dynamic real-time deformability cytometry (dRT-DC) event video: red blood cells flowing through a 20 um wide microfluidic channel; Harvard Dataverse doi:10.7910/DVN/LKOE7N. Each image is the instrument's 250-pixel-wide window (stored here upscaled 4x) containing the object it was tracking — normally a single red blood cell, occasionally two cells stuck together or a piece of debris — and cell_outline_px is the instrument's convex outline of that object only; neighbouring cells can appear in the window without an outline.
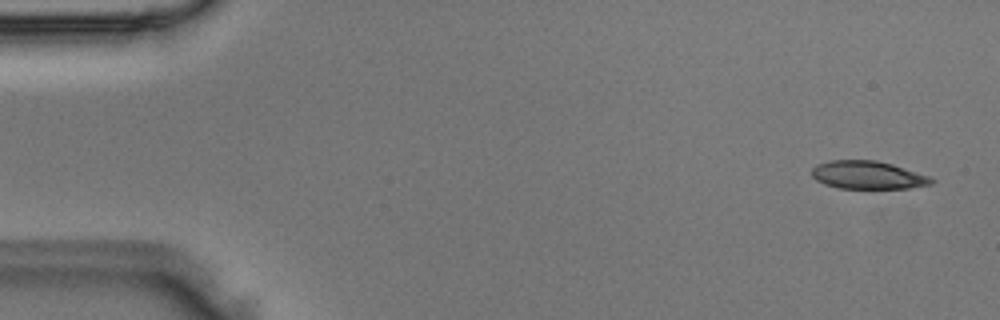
{"species": "Egyptian fruit bat (a non-hibernating species)", "species_latin": "Rousettus aegyptiacus", "temperature_condition": "room temperature", "stored_images_in_passage": 5, "segment_of_instrument_passage": [1, 2], "camera_frame_rate_fps": 3000, "um_per_image_px": 0.085, "animal": {"sex": "male"}, "frame": {"image": 1, "passage_image": 1, "time_ms": 0.0, "image_size_px": [1000, 320], "cell_outline_px": [[936, 180], [932, 184], [908, 188], [840, 188], [824, 184], [816, 180], [812, 176], [812, 168], [816, 164], [828, 160], [876, 160], [892, 164], [932, 176]], "centroid_in_image_um": [73.79, 14.87], "position_along_channel_um": 11.2, "area_um2": 19.71}}